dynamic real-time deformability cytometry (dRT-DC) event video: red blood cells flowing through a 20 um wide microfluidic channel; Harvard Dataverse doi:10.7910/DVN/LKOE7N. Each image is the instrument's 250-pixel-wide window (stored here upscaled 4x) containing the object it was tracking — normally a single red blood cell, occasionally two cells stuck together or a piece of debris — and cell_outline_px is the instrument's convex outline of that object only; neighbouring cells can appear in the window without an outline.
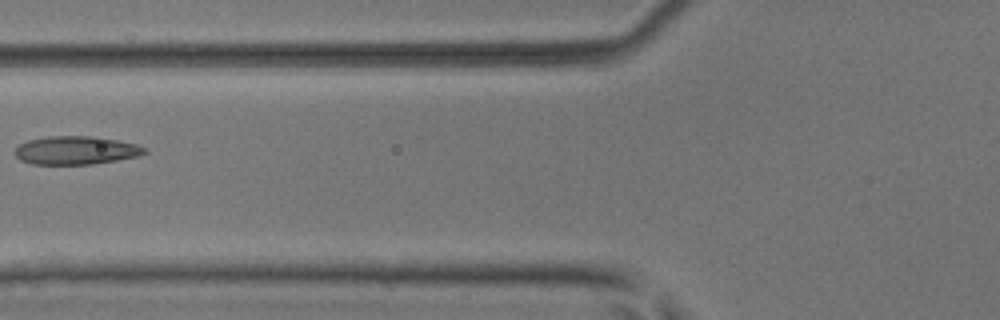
{"species": "common noctule bat (a hibernating species)", "species_latin": "Nyctalus noctula", "temperature_condition": "room temperature", "stored_images_in_passage": 6, "camera_frame_rate_fps": 3000, "um_per_image_px": 0.085, "animal": {"sex": "male", "body_mass_g": 17.9, "forearm_length_mm": 54.2}, "frame": {"image": 1, "passage_image": 6, "time_ms": 1.667, "image_size_px": [1000, 320], "cell_outline_px": [[148, 152], [140, 156], [92, 164], [32, 164], [20, 160], [12, 152], [20, 144], [28, 140], [48, 136], [92, 136], [116, 140], [136, 144], [148, 148]], "centroid_in_image_um": [6.46, 12.78], "position_along_channel_um": 119.3, "area_um2": 21.5}}